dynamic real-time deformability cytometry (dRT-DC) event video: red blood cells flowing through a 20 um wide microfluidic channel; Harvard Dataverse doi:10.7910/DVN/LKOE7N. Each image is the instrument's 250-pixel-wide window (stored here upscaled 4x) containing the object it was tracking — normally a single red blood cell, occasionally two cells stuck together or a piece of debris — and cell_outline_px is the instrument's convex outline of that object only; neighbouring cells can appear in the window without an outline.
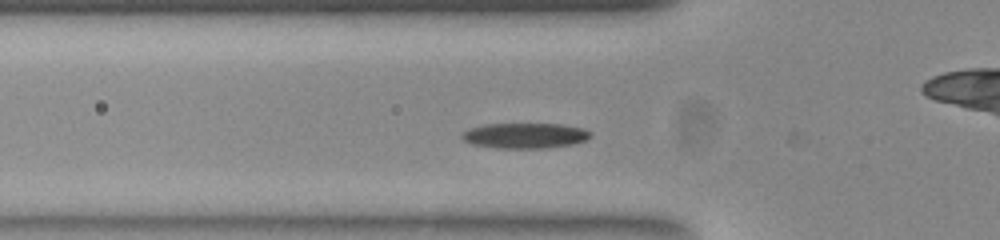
{"species": "common noctule bat (a hibernating species)", "species_latin": "Nyctalus noctula", "temperature_condition": "room temperature", "stored_images_in_passage": 9, "camera_frame_rate_fps": 3000, "um_per_image_px": 0.085, "animal": {"sex": "female", "body_mass_g": 23.0, "forearm_length_mm": 53.4}, "frame": {"image": 1, "passage_image": 4, "time_ms": 1.0, "image_size_px": [1000, 240], "cell_outline_px": [[592, 136], [588, 140], [572, 144], [544, 148], [496, 148], [472, 144], [464, 140], [460, 136], [464, 132], [472, 128], [488, 124], [560, 124], [580, 128], [592, 132]], "centroid_in_image_um": [44.66, 11.53], "position_along_channel_um": 81.1, "area_um2": 18.84}}
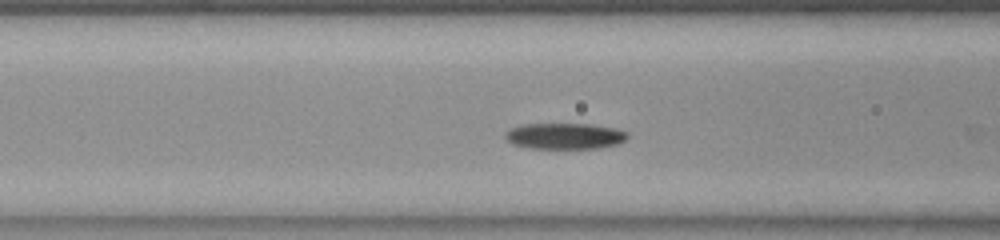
{"frame": {"image": 2, "passage_image": 7, "time_ms": 2.0, "image_size_px": [1000, 240], "cell_outline_px": [[628, 136], [620, 144], [600, 148], [528, 148], [512, 144], [504, 136], [504, 132], [520, 124], [588, 124], [612, 128], [628, 132]], "centroid_in_image_um": [47.98, 11.57], "position_along_channel_um": 118.6, "area_um2": 18.55}}